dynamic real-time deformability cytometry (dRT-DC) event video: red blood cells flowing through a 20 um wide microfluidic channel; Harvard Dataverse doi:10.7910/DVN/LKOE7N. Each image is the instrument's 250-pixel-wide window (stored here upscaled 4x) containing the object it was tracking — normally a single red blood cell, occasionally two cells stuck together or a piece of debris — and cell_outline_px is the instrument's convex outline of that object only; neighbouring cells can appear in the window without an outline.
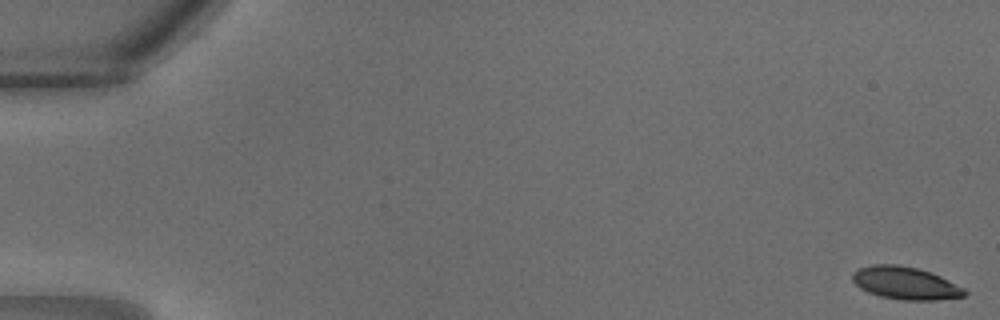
{"species": "common noctule bat (a hibernating species)", "species_latin": "Nyctalus noctula", "temperature_condition": "warm", "stored_images_in_passage": 32, "camera_frame_rate_fps": 3000, "um_per_image_px": 0.085, "animal": {"sex": "male", "body_mass_g": 18.8}, "frame": {"image": 1, "passage_image": 1, "time_ms": 0.0, "image_size_px": [1000, 320], "cell_outline_px": [[968, 292], [964, 296], [936, 300], [904, 300], [880, 296], [868, 292], [860, 288], [852, 280], [852, 272], [860, 268], [872, 264], [896, 264], [916, 268], [940, 276], [964, 288]], "centroid_in_image_um": [76.94, 24.06], "position_along_channel_um": 8.1, "area_um2": 21.15}}
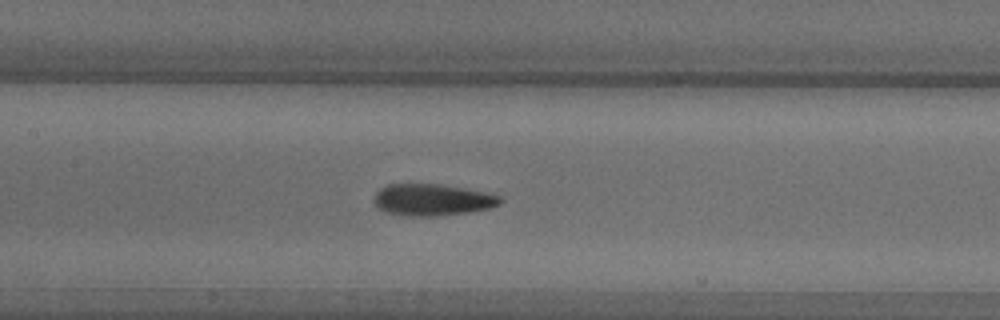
{"frame": {"image": 2, "passage_image": 16, "time_ms": 5.0, "image_size_px": [1000, 320], "cell_outline_px": [[504, 200], [500, 204], [492, 208], [472, 212], [436, 216], [412, 216], [384, 212], [376, 204], [376, 192], [380, 188], [388, 184], [440, 184], [484, 192], [500, 196]], "centroid_in_image_um": [36.8, 16.99], "position_along_channel_um": 170.6, "area_um2": 23.24}}
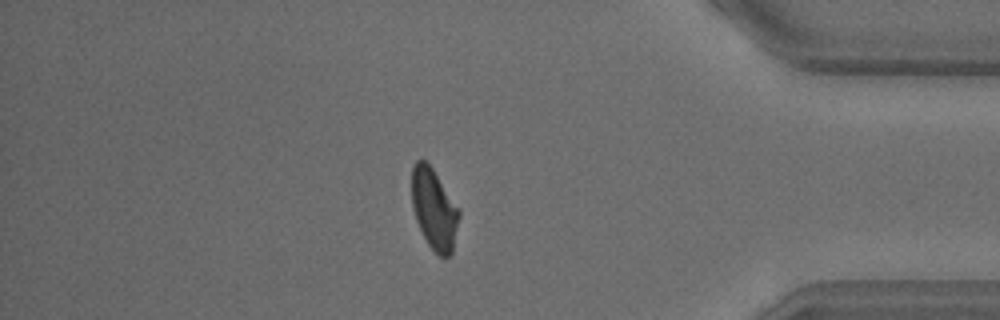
{"frame": {"image": 3, "passage_image": 28, "time_ms": 9.0, "image_size_px": [1000, 320], "cell_outline_px": [[460, 216], [452, 252], [448, 256], [440, 256], [428, 244], [416, 220], [412, 204], [412, 168], [416, 160], [424, 160], [432, 168], [460, 208]], "centroid_in_image_um": [36.92, 17.76], "position_along_channel_um": 398.3, "area_um2": 22.08}}